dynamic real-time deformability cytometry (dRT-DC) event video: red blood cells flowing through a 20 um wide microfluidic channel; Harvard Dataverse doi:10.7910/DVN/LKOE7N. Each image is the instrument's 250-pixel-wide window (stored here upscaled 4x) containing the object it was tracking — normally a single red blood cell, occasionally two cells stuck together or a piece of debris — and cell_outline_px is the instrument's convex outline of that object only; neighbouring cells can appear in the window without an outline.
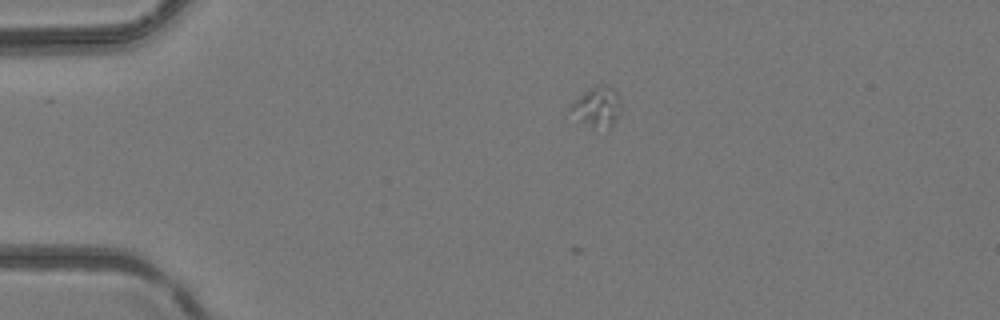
{"species": "common noctule bat (a hibernating species)", "species_latin": "Nyctalus noctula", "temperature_condition": "room temperature", "stored_images_in_passage": 2, "camera_frame_rate_fps": 3000, "um_per_image_px": 0.085, "animal": {"sex": "female", "body_mass_g": 24.6, "forearm_length_mm": 56.2}, "frame": {"image": 1, "passage_image": 1, "time_ms": 0.0, "image_size_px": [1000, 320], "cell_outline_px": [[620, 112], [612, 124], [608, 128], [592, 124], [580, 120], [572, 108], [572, 104], [584, 92], [596, 84], [604, 84], [612, 88], [616, 92], [620, 100]], "centroid_in_image_um": [50.83, 9.0], "position_along_channel_um": 34.2, "area_um2": 10.87}}